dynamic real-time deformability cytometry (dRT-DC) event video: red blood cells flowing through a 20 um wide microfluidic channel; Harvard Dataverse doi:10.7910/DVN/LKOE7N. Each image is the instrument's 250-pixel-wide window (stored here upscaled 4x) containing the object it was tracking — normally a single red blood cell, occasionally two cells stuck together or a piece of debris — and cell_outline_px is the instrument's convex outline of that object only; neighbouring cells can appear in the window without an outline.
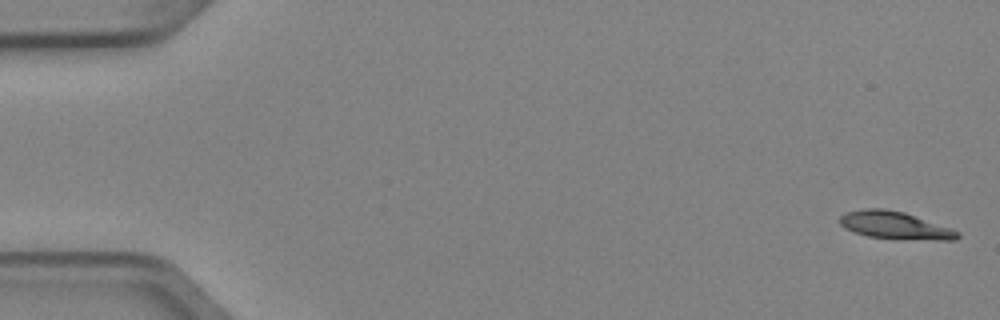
{"species": "Egyptian fruit bat (a non-hibernating species)", "species_latin": "Rousettus aegyptiacus", "temperature_condition": "cold", "stored_images_in_passage": 5, "camera_frame_rate_fps": 3000, "um_per_image_px": 0.085, "animal": {"sex": "female"}, "frame": {"image": 1, "passage_image": 1, "time_ms": 0.0, "image_size_px": [1000, 320], "cell_outline_px": [[960, 236], [956, 240], [896, 240], [868, 236], [844, 228], [840, 224], [840, 216], [848, 212], [864, 208], [884, 208], [904, 212], [960, 232]], "centroid_in_image_um": [76.08, 19.17], "position_along_channel_um": 8.9, "area_um2": 18.96}}